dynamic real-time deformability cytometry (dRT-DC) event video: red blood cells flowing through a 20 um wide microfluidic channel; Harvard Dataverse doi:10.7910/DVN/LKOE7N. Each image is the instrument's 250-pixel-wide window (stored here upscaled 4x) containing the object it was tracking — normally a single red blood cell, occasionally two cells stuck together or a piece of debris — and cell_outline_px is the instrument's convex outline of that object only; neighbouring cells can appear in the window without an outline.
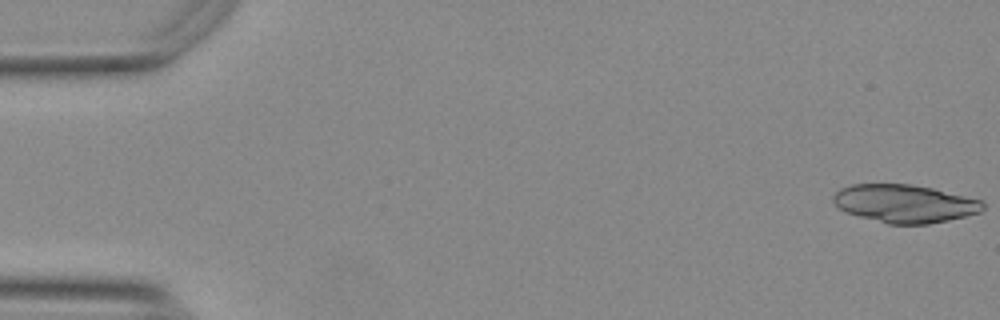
{"species": "Egyptian fruit bat (a non-hibernating species)", "species_latin": "Rousettus aegyptiacus", "temperature_condition": "warm", "stored_images_in_passage": 8, "camera_frame_rate_fps": 3000, "um_per_image_px": 0.085, "animal": {"sex": "female"}, "frame": {"image": 1, "passage_image": 1, "time_ms": 0.0, "image_size_px": [1000, 320], "cell_outline_px": [[984, 208], [980, 212], [948, 220], [928, 224], [888, 224], [844, 212], [832, 200], [832, 196], [840, 188], [852, 184], [908, 184], [932, 188], [984, 200]], "centroid_in_image_um": [76.89, 17.3], "position_along_channel_um": 8.1, "area_um2": 33.18}}